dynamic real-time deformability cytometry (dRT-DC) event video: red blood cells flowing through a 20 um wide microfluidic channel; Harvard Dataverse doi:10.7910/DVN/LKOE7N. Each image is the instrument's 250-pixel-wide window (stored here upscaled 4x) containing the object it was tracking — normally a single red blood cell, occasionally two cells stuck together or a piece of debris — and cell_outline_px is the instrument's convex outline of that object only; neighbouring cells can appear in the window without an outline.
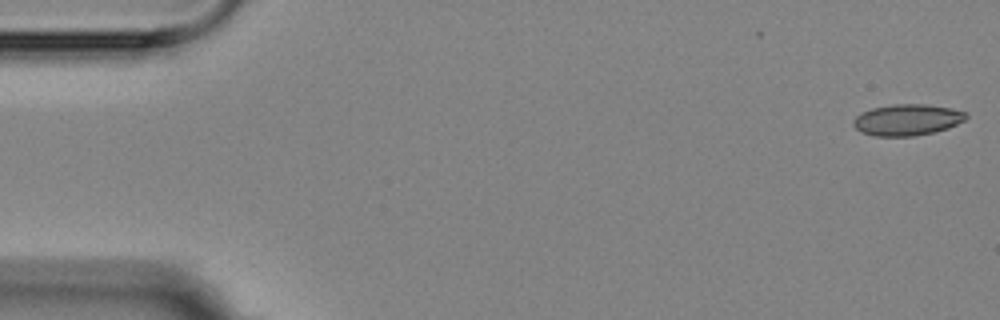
{"species": "Egyptian fruit bat (a non-hibernating species)", "species_latin": "Rousettus aegyptiacus", "temperature_condition": "room temperature", "stored_images_in_passage": 2, "camera_frame_rate_fps": 3000, "um_per_image_px": 0.085, "animal": {"sex": "female"}, "frame": {"image": 1, "passage_image": 2, "time_ms": 1.333, "image_size_px": [1000, 320], "cell_outline_px": [[968, 116], [964, 120], [948, 128], [916, 136], [876, 136], [860, 132], [852, 124], [852, 120], [860, 112], [872, 108], [892, 104], [924, 104], [952, 108], [964, 112]], "centroid_in_image_um": [77.07, 10.18], "position_along_channel_um": 7.9, "area_um2": 20.58}}